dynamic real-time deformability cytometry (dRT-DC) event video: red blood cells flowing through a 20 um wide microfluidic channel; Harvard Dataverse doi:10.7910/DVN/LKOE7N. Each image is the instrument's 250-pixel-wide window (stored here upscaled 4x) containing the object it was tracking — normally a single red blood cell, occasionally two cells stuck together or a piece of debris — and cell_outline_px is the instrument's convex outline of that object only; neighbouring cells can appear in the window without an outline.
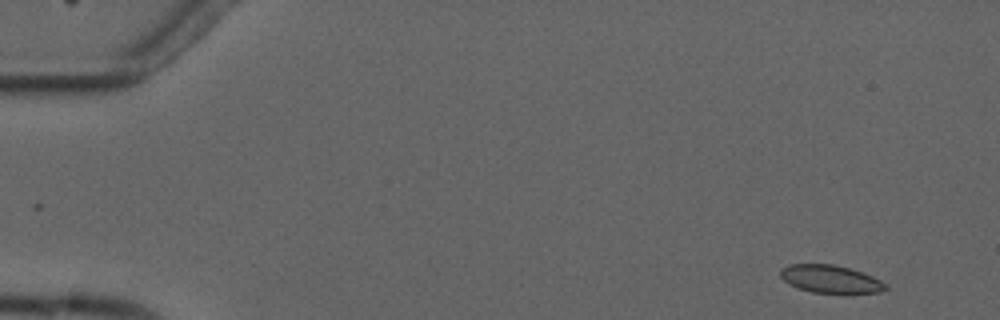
{"species": "common noctule bat (a hibernating species)", "species_latin": "Nyctalus noctula", "temperature_condition": "cold", "stored_images_in_passage": 4, "camera_frame_rate_fps": 3000, "um_per_image_px": 0.085, "animal": {"sex": "male", "forearm_length_mm": 52.5}, "frame": {"image": 1, "passage_image": 1, "time_ms": 0.0, "image_size_px": [1000, 320], "cell_outline_px": [[888, 288], [880, 292], [812, 292], [796, 288], [788, 284], [780, 276], [780, 268], [788, 264], [832, 264], [848, 268], [872, 276], [888, 284]], "centroid_in_image_um": [70.54, 23.71], "position_along_channel_um": 14.5, "area_um2": 16.88}}